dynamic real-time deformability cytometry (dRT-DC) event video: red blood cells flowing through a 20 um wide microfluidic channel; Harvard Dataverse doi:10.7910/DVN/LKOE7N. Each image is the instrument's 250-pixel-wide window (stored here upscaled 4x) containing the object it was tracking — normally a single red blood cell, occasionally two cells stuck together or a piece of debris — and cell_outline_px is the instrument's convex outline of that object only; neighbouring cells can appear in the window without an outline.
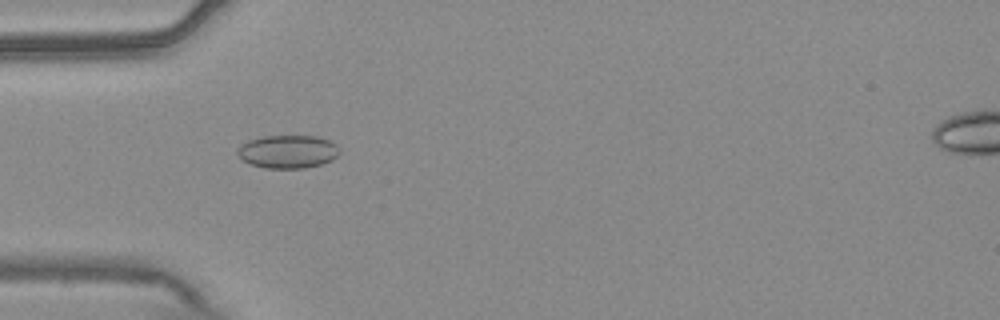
{"species": "common noctule bat (a hibernating species)", "species_latin": "Nyctalus noctula", "temperature_condition": "warm", "stored_images_in_passage": 42, "camera_frame_rate_fps": 3000, "um_per_image_px": 0.085, "animal": {"sex": "male", "body_mass_g": 20.4}, "frame": {"image": 1, "passage_image": 5, "time_ms": 1.333, "image_size_px": [1000, 320], "cell_outline_px": [[340, 152], [332, 160], [320, 164], [304, 168], [264, 168], [240, 160], [236, 156], [236, 148], [240, 144], [248, 140], [264, 136], [320, 136], [336, 144], [340, 148]], "centroid_in_image_um": [24.42, 12.88], "position_along_channel_um": 60.6, "area_um2": 20.0}}
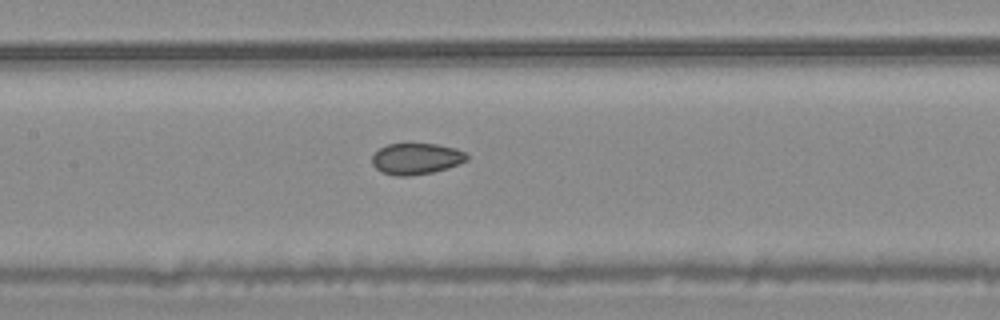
{"frame": {"image": 2, "passage_image": 14, "time_ms": 4.333, "image_size_px": [1000, 320], "cell_outline_px": [[468, 160], [460, 164], [448, 168], [432, 172], [408, 176], [396, 176], [380, 172], [372, 164], [372, 156], [380, 148], [388, 144], [436, 144], [456, 148], [464, 152], [468, 156]], "centroid_in_image_um": [35.39, 13.5], "position_along_channel_um": 172.0, "area_um2": 17.28}}
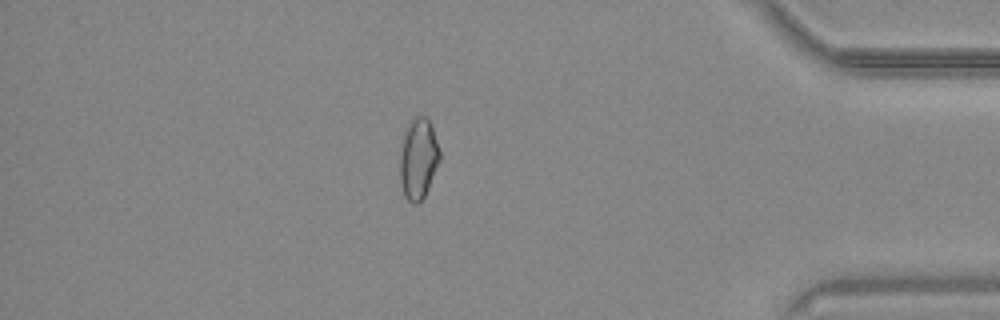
{"frame": {"image": 3, "passage_image": 35, "time_ms": 11.333, "image_size_px": [1000, 320], "cell_outline_px": [[440, 160], [428, 188], [424, 196], [416, 204], [412, 204], [404, 196], [400, 180], [400, 152], [404, 128], [416, 116], [428, 116], [432, 124], [440, 148]], "centroid_in_image_um": [35.56, 13.44], "position_along_channel_um": 399.6, "area_um2": 19.07}, "authors_computed_cell_mechanics": {"area_um2": 17.7735, "velocity_mm_per_s": 3.7675, "shape_relaxation_time_tau1_ms": null, "shape_relaxation_time_tau2_ms": 1.9515, "deformation_change_tau1": null, "deformation_change_tau2": 0.0593}}